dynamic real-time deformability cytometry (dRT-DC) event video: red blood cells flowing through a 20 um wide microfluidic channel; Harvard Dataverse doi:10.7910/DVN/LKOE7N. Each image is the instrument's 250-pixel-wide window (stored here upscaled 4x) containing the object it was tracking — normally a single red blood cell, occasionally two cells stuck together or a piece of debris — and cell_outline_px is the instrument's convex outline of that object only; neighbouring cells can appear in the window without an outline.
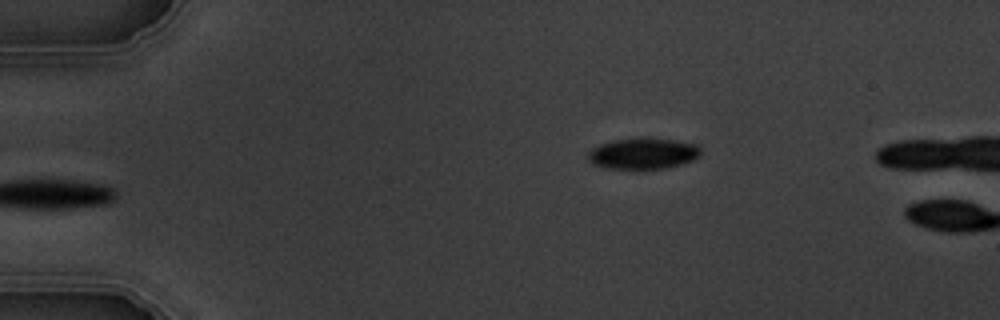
{"species": "common noctule bat (a hibernating species)", "species_latin": "Nyctalus noctula", "temperature_condition": "warm", "stored_images_in_passage": 3, "camera_frame_rate_fps": 3000, "um_per_image_px": 0.085, "animal": {"sex": "male", "body_mass_g": 19.5, "forearm_length_mm": 54.6}, "frame": {"image": 1, "passage_image": 3, "time_ms": 2.333, "image_size_px": [1000, 320], "cell_outline_px": [[700, 156], [692, 160], [668, 168], [604, 168], [592, 164], [588, 160], [588, 152], [592, 148], [600, 144], [616, 140], [672, 140], [696, 144], [700, 148]], "centroid_in_image_um": [54.64, 13.08], "position_along_channel_um": 30.4, "area_um2": 19.65}}